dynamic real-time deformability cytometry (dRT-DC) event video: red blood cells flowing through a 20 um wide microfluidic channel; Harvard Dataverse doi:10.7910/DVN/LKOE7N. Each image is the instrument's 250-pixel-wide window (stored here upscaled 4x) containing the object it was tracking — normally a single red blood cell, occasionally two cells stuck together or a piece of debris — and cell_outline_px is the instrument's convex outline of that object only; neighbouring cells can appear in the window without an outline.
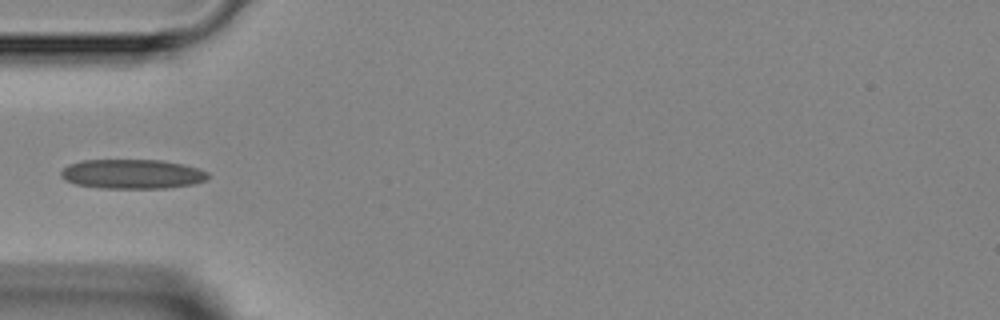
{"species": "Egyptian fruit bat (a non-hibernating species)", "species_latin": "Rousettus aegyptiacus", "temperature_condition": "room temperature", "stored_images_in_passage": 3, "camera_frame_rate_fps": 3000, "um_per_image_px": 0.085, "animal": {"sex": "female"}, "frame": {"image": 1, "passage_image": 3, "time_ms": 3.667, "image_size_px": [1000, 320], "cell_outline_px": [[208, 176], [204, 180], [196, 184], [164, 188], [100, 188], [76, 184], [64, 180], [60, 176], [60, 172], [68, 164], [84, 160], [160, 160], [184, 164], [200, 168], [208, 172]], "centroid_in_image_um": [11.24, 14.79], "position_along_channel_um": 73.8, "area_um2": 25.37}}